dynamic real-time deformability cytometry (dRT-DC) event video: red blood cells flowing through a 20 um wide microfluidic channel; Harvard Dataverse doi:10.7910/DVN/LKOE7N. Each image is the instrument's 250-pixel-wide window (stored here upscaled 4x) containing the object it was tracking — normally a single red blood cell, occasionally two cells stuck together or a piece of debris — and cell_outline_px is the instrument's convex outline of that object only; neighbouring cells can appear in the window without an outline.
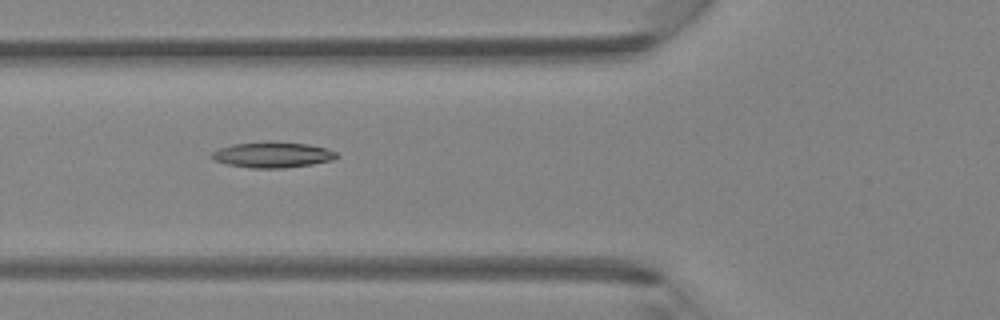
{"species": "Egyptian fruit bat (a non-hibernating species)", "species_latin": "Rousettus aegyptiacus", "temperature_condition": "room temperature", "stored_images_in_passage": 5, "camera_frame_rate_fps": 3000, "um_per_image_px": 0.085, "animal": {"sex": "female"}, "frame": {"image": 1, "passage_image": 5, "time_ms": 1.333, "image_size_px": [1000, 320], "cell_outline_px": [[340, 156], [332, 160], [312, 164], [284, 168], [248, 168], [224, 164], [212, 160], [212, 152], [220, 148], [232, 144], [308, 144], [328, 148], [336, 152]], "centroid_in_image_um": [23.17, 13.21], "position_along_channel_um": 102.6, "area_um2": 18.03}}